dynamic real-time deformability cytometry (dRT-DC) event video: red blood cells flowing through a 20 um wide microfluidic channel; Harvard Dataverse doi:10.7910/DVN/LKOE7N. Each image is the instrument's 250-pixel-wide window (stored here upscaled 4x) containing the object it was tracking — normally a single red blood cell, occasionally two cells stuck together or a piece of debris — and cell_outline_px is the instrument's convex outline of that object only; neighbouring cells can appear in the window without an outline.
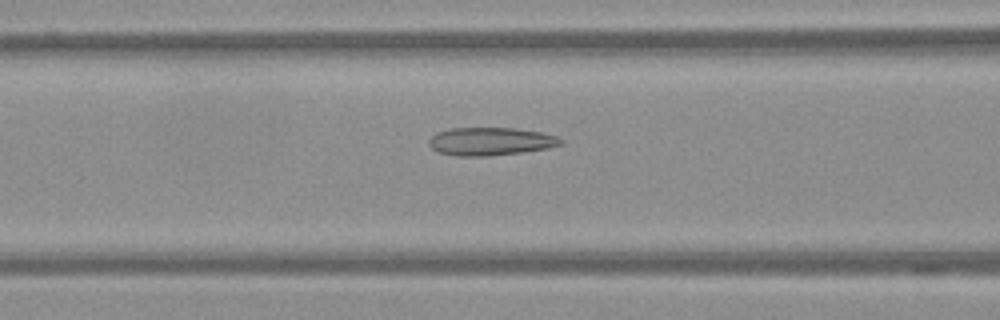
{"species": "Egyptian fruit bat (a non-hibernating species)", "species_latin": "Rousettus aegyptiacus", "temperature_condition": "warm", "stored_images_in_passage": 57, "camera_frame_rate_fps": 3000, "um_per_image_px": 0.085, "frame": {"image": 1, "passage_image": 24, "time_ms": 7.667, "image_size_px": [1000, 320], "cell_outline_px": [[564, 144], [548, 148], [520, 152], [488, 156], [456, 156], [440, 152], [432, 148], [428, 144], [428, 140], [436, 132], [452, 128], [516, 128], [540, 132], [556, 136], [564, 140]], "centroid_in_image_um": [41.7, 12.01], "position_along_channel_um": 124.9, "area_um2": 21.5}}
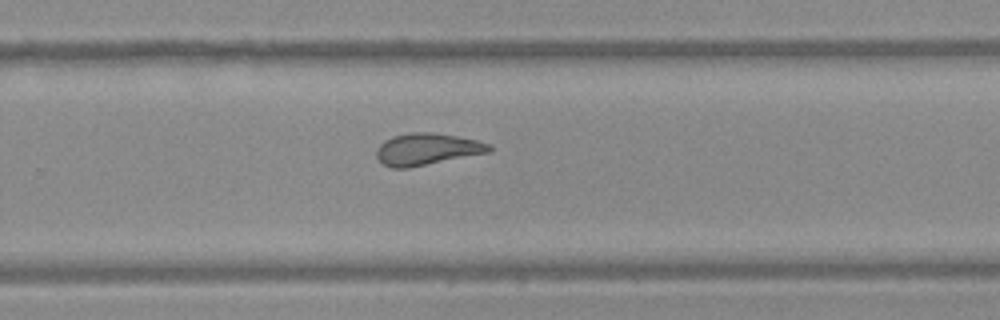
{"frame": {"image": 2, "passage_image": 38, "time_ms": 12.333, "image_size_px": [1000, 320], "cell_outline_px": [[492, 148], [488, 152], [408, 168], [392, 168], [384, 164], [376, 156], [376, 148], [384, 140], [392, 136], [408, 132], [432, 132], [456, 136], [476, 140], [492, 144]], "centroid_in_image_um": [36.26, 12.67], "position_along_channel_um": 293.5, "area_um2": 20.81}}
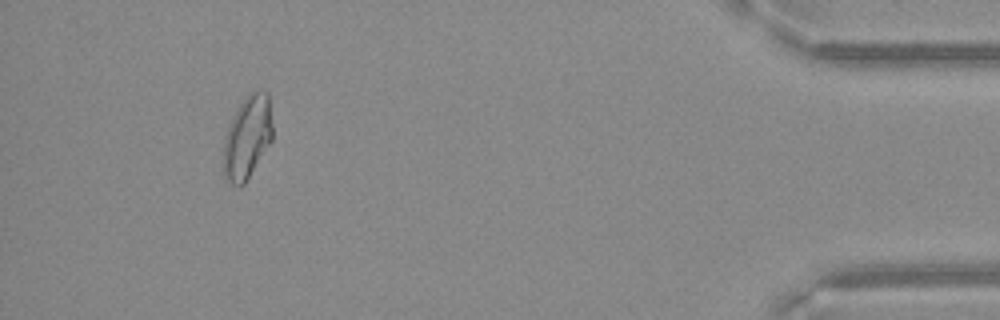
{"frame": {"image": 3, "passage_image": 53, "time_ms": 17.333, "image_size_px": [1000, 320], "cell_outline_px": [[272, 140], [244, 184], [240, 188], [224, 180], [224, 140], [232, 116], [248, 92], [252, 88], [256, 88], [268, 92], [272, 124]], "centroid_in_image_um": [21.03, 11.63], "position_along_channel_um": 414.2, "area_um2": 23.93}}